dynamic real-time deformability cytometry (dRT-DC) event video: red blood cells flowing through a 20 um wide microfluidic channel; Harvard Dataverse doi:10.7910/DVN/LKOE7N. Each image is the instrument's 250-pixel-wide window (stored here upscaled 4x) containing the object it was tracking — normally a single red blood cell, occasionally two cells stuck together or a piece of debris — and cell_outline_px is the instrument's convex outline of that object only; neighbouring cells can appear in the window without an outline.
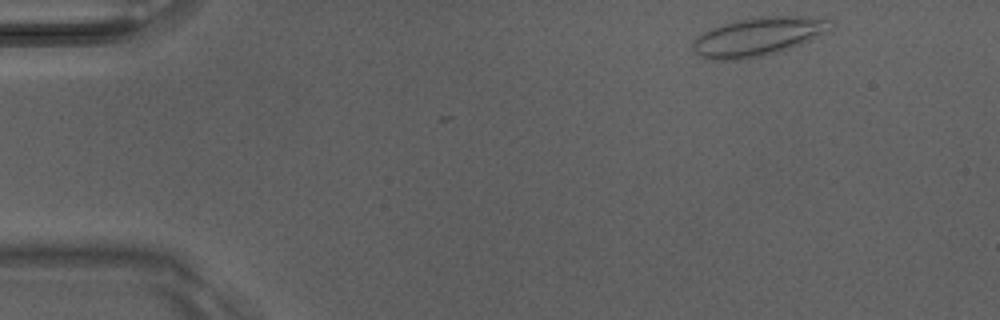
{"species": "Egyptian fruit bat (a non-hibernating species)", "species_latin": "Rousettus aegyptiacus", "temperature_condition": "room temperature", "stored_images_in_passage": 3, "camera_frame_rate_fps": 3000, "um_per_image_px": 0.085, "animal": {"sex": "male"}, "frame": {"image": 1, "passage_image": 1, "time_ms": 0.0, "image_size_px": [1000, 320], "cell_outline_px": [[836, 24], [808, 40], [800, 44], [776, 52], [744, 60], [712, 60], [700, 56], [692, 48], [692, 40], [696, 36], [712, 28], [736, 20], [760, 16], [796, 16], [836, 20]], "centroid_in_image_um": [64.38, 3.11], "position_along_channel_um": 20.6, "area_um2": 30.63}}